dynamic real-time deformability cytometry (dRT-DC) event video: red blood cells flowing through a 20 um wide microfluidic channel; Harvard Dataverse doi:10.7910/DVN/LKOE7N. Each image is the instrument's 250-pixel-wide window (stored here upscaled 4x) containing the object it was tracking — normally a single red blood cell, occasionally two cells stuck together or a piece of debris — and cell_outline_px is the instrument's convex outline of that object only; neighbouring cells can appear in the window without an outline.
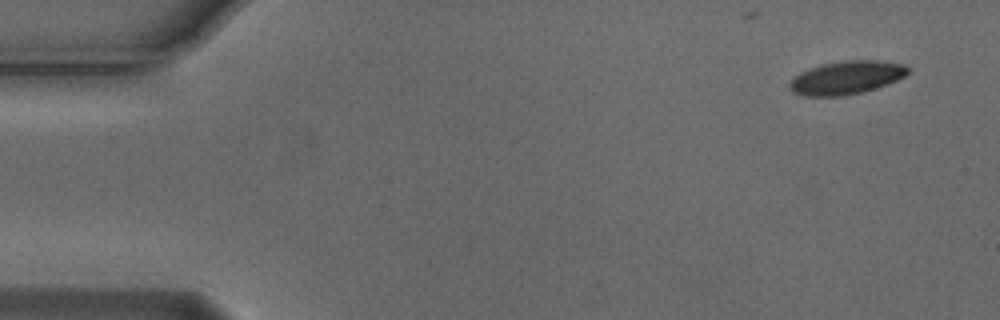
{"species": "Egyptian fruit bat (a non-hibernating species)", "species_latin": "Rousettus aegyptiacus", "temperature_condition": "cold", "stored_images_in_passage": 5, "camera_frame_rate_fps": 3000, "um_per_image_px": 0.085, "animal": {"sex": "male"}, "frame": {"image": 1, "passage_image": 1, "time_ms": 0.0, "image_size_px": [1000, 320], "cell_outline_px": [[908, 72], [904, 76], [888, 84], [864, 92], [840, 96], [804, 96], [792, 92], [788, 88], [788, 84], [800, 72], [808, 68], [820, 64], [844, 60], [880, 60], [904, 64], [908, 68]], "centroid_in_image_um": [71.92, 6.59], "position_along_channel_um": 13.1, "area_um2": 23.12}}
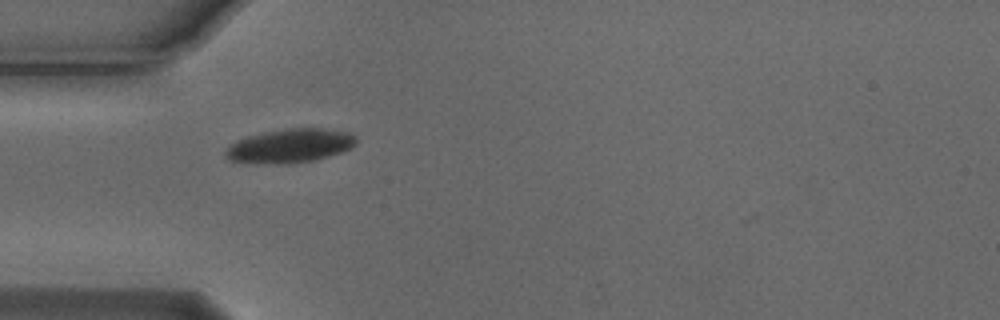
{"frame": {"image": 2, "passage_image": 4, "time_ms": 1.0, "image_size_px": [1000, 320], "cell_outline_px": [[356, 144], [352, 148], [344, 152], [312, 160], [288, 164], [276, 164], [228, 160], [224, 156], [224, 152], [236, 140], [248, 136], [288, 128], [324, 128], [352, 132], [356, 136]], "centroid_in_image_um": [24.72, 12.39], "position_along_channel_um": 60.3, "area_um2": 25.78}}
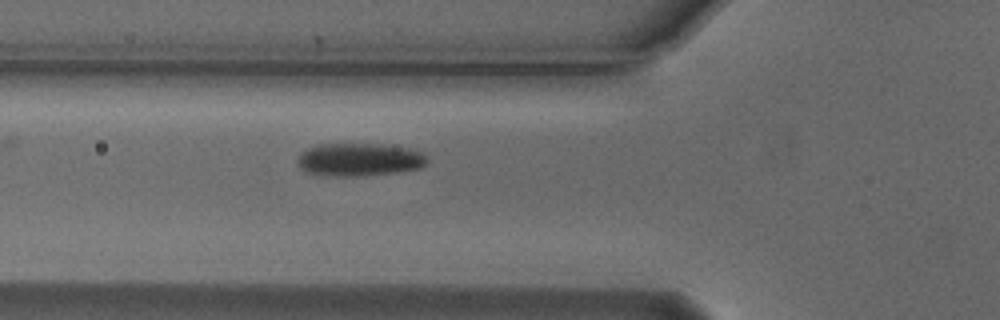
{"frame": {"image": 3, "passage_image": 5, "time_ms": 1.333, "image_size_px": [1000, 320], "cell_outline_px": [[428, 164], [420, 168], [396, 172], [356, 176], [336, 176], [308, 172], [300, 168], [296, 160], [300, 152], [308, 148], [320, 144], [376, 144], [408, 148], [424, 152], [428, 156]], "centroid_in_image_um": [30.57, 13.56], "position_along_channel_um": 95.2, "area_um2": 24.91}}